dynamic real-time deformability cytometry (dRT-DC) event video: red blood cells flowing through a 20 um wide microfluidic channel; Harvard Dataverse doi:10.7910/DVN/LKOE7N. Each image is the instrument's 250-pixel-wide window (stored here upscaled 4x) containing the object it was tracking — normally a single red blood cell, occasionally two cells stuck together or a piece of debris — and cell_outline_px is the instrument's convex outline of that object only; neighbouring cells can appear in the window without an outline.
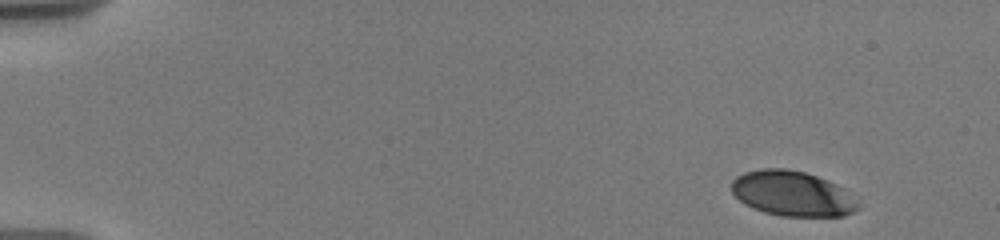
{"species": "human", "species_latin": "Homo sapiens", "temperature_condition": "warm", "stored_images_in_passage": 22, "camera_frame_rate_fps": 3000, "um_per_image_px": 0.085, "donor": {"sex": "male"}, "frame": {"image": 1, "passage_image": 1, "time_ms": 0.0, "image_size_px": [1000, 240], "cell_outline_px": [[860, 208], [844, 216], [780, 216], [764, 212], [752, 208], [744, 204], [732, 192], [732, 180], [736, 176], [744, 172], [760, 168], [784, 168], [804, 172], [828, 180], [844, 188], [860, 200]], "centroid_in_image_um": [67.38, 16.46], "position_along_channel_um": 17.6, "area_um2": 33.64}}
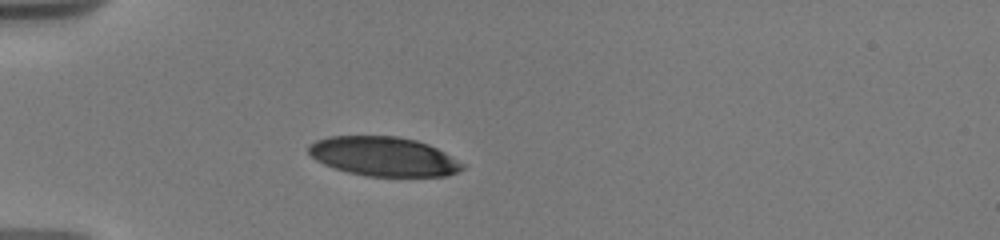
{"frame": {"image": 2, "passage_image": 18, "time_ms": 4.0, "image_size_px": [1000, 240], "cell_outline_px": [[468, 164], [464, 168], [448, 176], [368, 176], [348, 172], [324, 164], [316, 160], [308, 152], [308, 148], [316, 140], [332, 136], [396, 136], [416, 140], [428, 144]], "centroid_in_image_um": [32.66, 13.3], "position_along_channel_um": 52.3, "area_um2": 35.14}}